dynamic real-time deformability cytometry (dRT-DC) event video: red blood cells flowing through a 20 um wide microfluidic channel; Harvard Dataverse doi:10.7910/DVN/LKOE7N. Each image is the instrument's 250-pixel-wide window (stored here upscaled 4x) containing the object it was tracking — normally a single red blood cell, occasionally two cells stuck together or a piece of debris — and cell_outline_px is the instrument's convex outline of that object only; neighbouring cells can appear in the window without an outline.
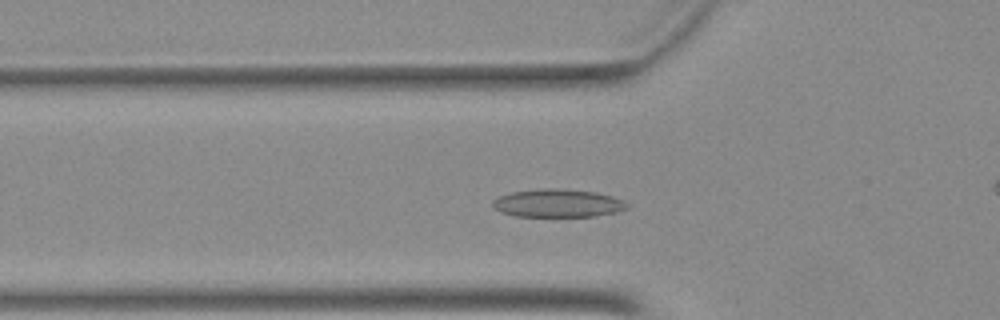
{"species": "Egyptian fruit bat (a non-hibernating species)", "species_latin": "Rousettus aegyptiacus", "temperature_condition": "warm", "stored_images_in_passage": 40, "camera_frame_rate_fps": 3000, "um_per_image_px": 0.085, "animal": {"sex": "female"}, "frame": {"image": 1, "passage_image": 6, "time_ms": 1.667, "image_size_px": [1000, 320], "cell_outline_px": [[632, 204], [628, 208], [616, 212], [592, 216], [516, 216], [500, 212], [492, 208], [492, 200], [500, 196], [512, 192], [544, 188], [556, 188], [596, 192], [612, 196], [624, 200]], "centroid_in_image_um": [47.43, 17.27], "position_along_channel_um": 78.4, "area_um2": 22.08}}
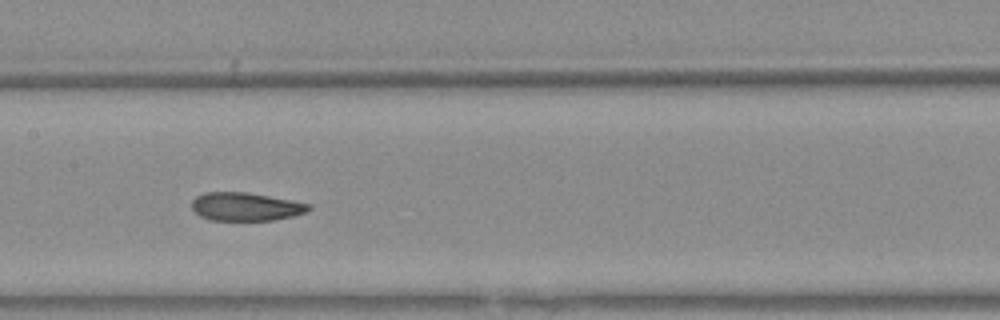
{"frame": {"image": 2, "passage_image": 14, "time_ms": 4.333, "image_size_px": [1000, 320], "cell_outline_px": [[312, 208], [304, 212], [292, 216], [272, 220], [212, 220], [200, 216], [192, 208], [192, 200], [196, 196], [204, 192], [244, 192], [268, 196], [308, 204]], "centroid_in_image_um": [20.82, 17.56], "position_along_channel_um": 186.6, "area_um2": 18.9}}
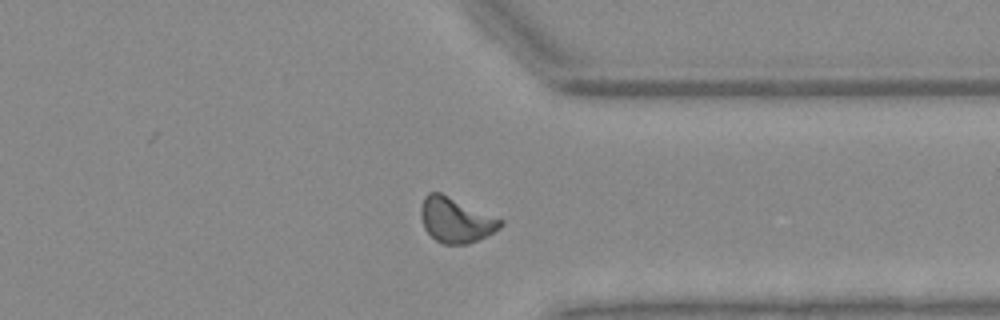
{"frame": {"image": 3, "passage_image": 28, "time_ms": 9.0, "image_size_px": [1000, 320], "cell_outline_px": [[504, 224], [500, 228], [488, 236], [468, 244], [444, 244], [436, 240], [424, 228], [420, 216], [420, 208], [424, 196], [428, 192], [440, 192], [504, 220]], "centroid_in_image_um": [38.75, 18.7], "position_along_channel_um": 372.7, "area_um2": 20.98}}